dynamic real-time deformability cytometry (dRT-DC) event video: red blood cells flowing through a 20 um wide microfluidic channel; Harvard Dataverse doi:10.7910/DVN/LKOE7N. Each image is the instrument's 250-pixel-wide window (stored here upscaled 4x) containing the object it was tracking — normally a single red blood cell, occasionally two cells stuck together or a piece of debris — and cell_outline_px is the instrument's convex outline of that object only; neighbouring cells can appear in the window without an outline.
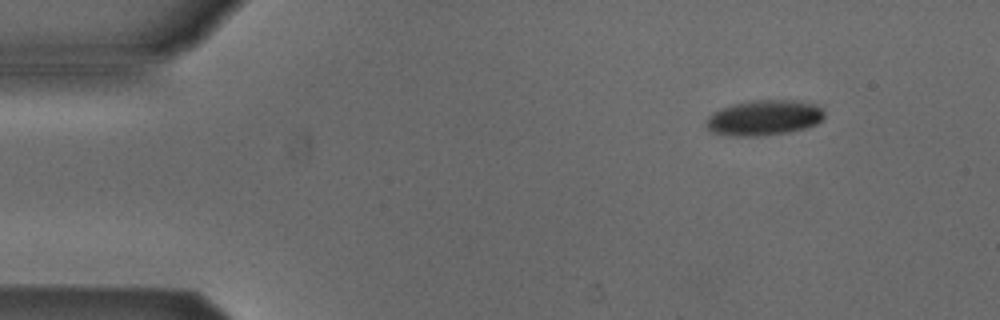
{"species": "Egyptian fruit bat (a non-hibernating species)", "species_latin": "Rousettus aegyptiacus", "temperature_condition": "cold", "stored_images_in_passage": 6, "segment_of_instrument_passage": [2, 2], "camera_frame_rate_fps": 3000, "um_per_image_px": 0.085, "animal": {"sex": "male"}, "frame": {"image": 1, "passage_image": 6, "time_ms": 1.667, "image_size_px": [1000, 320], "cell_outline_px": [[824, 116], [816, 124], [804, 128], [788, 132], [764, 136], [732, 136], [708, 132], [704, 124], [708, 116], [712, 112], [720, 108], [736, 104], [756, 100], [792, 100], [816, 104], [824, 112]], "centroid_in_image_um": [64.88, 10.02], "position_along_channel_um": 20.1, "area_um2": 24.45}}